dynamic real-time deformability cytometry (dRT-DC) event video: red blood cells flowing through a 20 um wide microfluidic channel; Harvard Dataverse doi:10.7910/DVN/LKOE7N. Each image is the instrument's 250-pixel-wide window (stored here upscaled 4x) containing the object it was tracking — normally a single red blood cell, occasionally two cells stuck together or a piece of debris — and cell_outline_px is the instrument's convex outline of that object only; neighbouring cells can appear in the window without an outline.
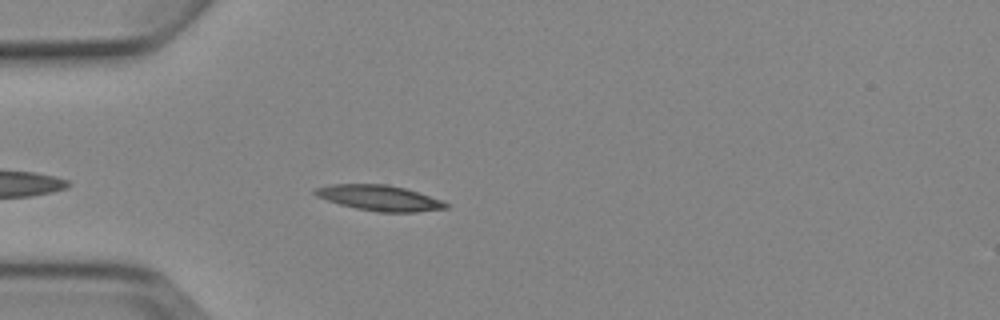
{"species": "Egyptian fruit bat (a non-hibernating species)", "species_latin": "Rousettus aegyptiacus", "temperature_condition": "cold", "stored_images_in_passage": 5, "camera_frame_rate_fps": 3000, "um_per_image_px": 0.085, "animal": {"sex": "female"}, "frame": {"image": 1, "passage_image": 5, "time_ms": 4.667, "image_size_px": [1000, 320], "cell_outline_px": [[448, 208], [416, 212], [380, 212], [356, 208], [340, 204], [316, 196], [312, 192], [316, 188], [332, 184], [388, 184], [404, 188], [444, 200], [448, 204]], "centroid_in_image_um": [32.28, 16.82], "position_along_channel_um": 52.7, "area_um2": 19.36}}